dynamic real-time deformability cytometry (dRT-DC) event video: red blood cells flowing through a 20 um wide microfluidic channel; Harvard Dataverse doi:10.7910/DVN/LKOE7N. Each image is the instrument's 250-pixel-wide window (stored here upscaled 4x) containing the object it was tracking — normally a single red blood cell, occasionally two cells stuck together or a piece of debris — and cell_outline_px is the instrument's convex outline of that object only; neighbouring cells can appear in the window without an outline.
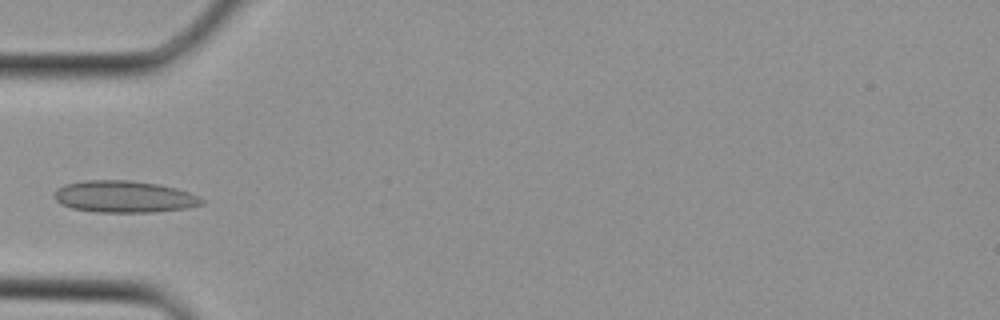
{"species": "Egyptian fruit bat (a non-hibernating species)", "species_latin": "Rousettus aegyptiacus", "temperature_condition": "cold", "stored_images_in_passage": 13, "camera_frame_rate_fps": 3000, "um_per_image_px": 0.085, "animal": {"sex": "female"}, "frame": {"image": 1, "passage_image": 7, "time_ms": 2.0, "image_size_px": [1000, 320], "cell_outline_px": [[204, 204], [188, 208], [152, 212], [96, 212], [72, 208], [60, 204], [52, 196], [52, 192], [56, 188], [64, 184], [84, 180], [132, 180], [160, 184], [176, 188], [200, 196], [204, 200]], "centroid_in_image_um": [10.53, 16.71], "position_along_channel_um": 74.5, "area_um2": 27.74}}
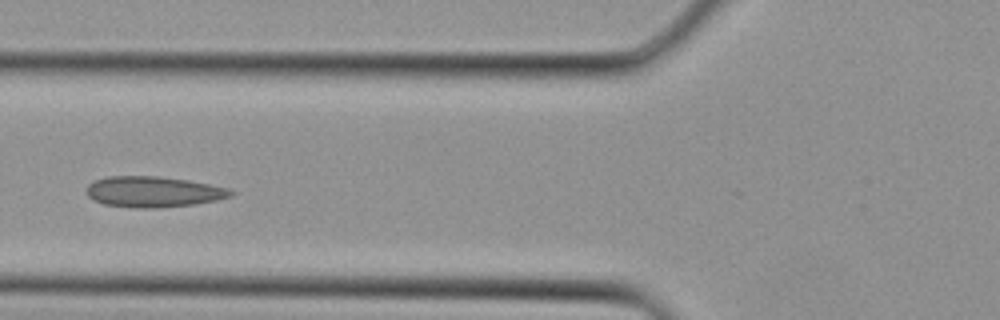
{"frame": {"image": 2, "passage_image": 9, "time_ms": 2.667, "image_size_px": [1000, 320], "cell_outline_px": [[236, 192], [232, 196], [216, 200], [192, 204], [156, 208], [136, 208], [104, 204], [92, 200], [88, 196], [88, 184], [92, 180], [108, 176], [160, 176], [188, 180], [228, 188]], "centroid_in_image_um": [13.02, 16.29], "position_along_channel_um": 112.8, "area_um2": 25.89}}
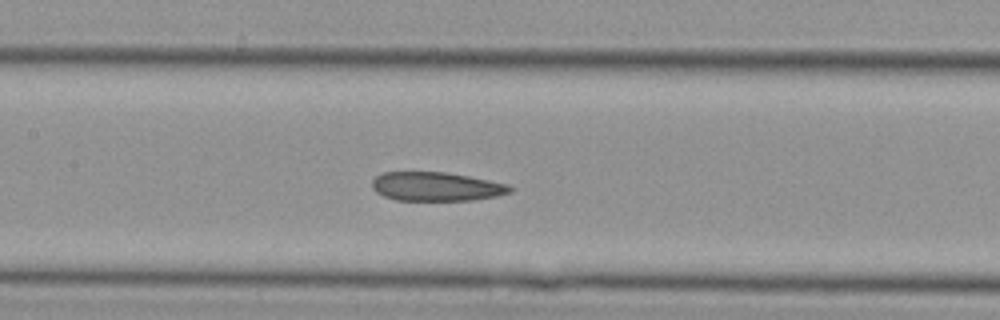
{"frame": {"image": 3, "passage_image": 12, "time_ms": 3.667, "image_size_px": [1000, 320], "cell_outline_px": [[516, 188], [512, 192], [496, 196], [472, 200], [396, 200], [384, 196], [376, 192], [372, 188], [372, 180], [376, 176], [384, 172], [448, 172], [508, 184]], "centroid_in_image_um": [37.1, 15.85], "position_along_channel_um": 170.3, "area_um2": 23.29}}